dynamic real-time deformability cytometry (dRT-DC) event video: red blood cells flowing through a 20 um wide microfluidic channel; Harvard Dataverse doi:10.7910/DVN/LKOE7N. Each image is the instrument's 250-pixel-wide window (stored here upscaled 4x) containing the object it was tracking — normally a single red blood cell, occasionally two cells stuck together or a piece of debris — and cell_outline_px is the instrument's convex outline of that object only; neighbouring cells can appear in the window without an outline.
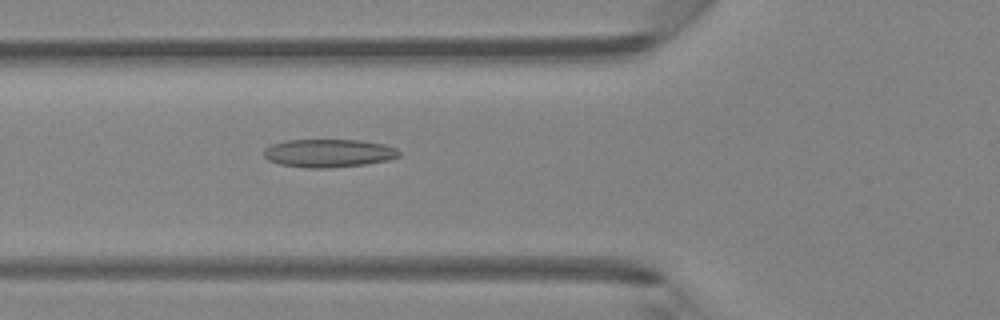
{"species": "Egyptian fruit bat (a non-hibernating species)", "species_latin": "Rousettus aegyptiacus", "temperature_condition": "room temperature", "stored_images_in_passage": 46, "camera_frame_rate_fps": 3000, "um_per_image_px": 0.085, "animal": {"sex": "female"}, "frame": {"image": 1, "passage_image": 17, "time_ms": 5.333, "image_size_px": [1000, 320], "cell_outline_px": [[400, 156], [388, 160], [364, 164], [328, 168], [304, 168], [280, 164], [268, 160], [264, 156], [264, 148], [272, 144], [288, 140], [360, 140], [384, 144], [396, 148], [400, 152]], "centroid_in_image_um": [27.93, 13.02], "position_along_channel_um": 97.9, "area_um2": 22.2}}
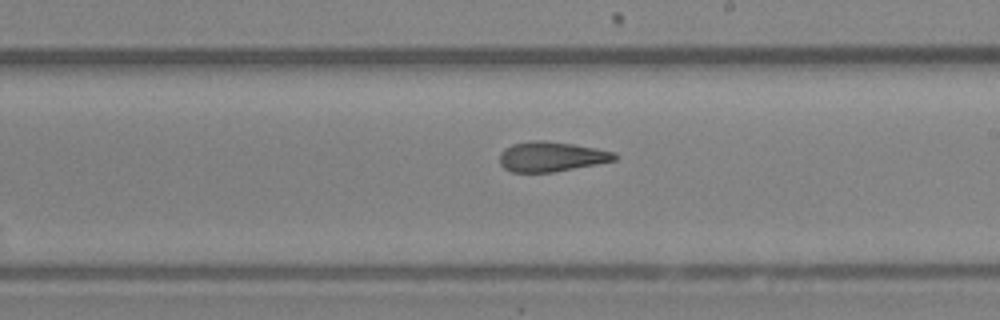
{"frame": {"image": 2, "passage_image": 27, "time_ms": 8.667, "image_size_px": [1000, 320], "cell_outline_px": [[616, 160], [556, 172], [512, 172], [504, 168], [500, 164], [500, 152], [504, 148], [512, 144], [536, 140], [544, 140], [572, 144], [596, 148], [616, 152]], "centroid_in_image_um": [46.85, 13.31], "position_along_channel_um": 242.2, "area_um2": 20.06}}
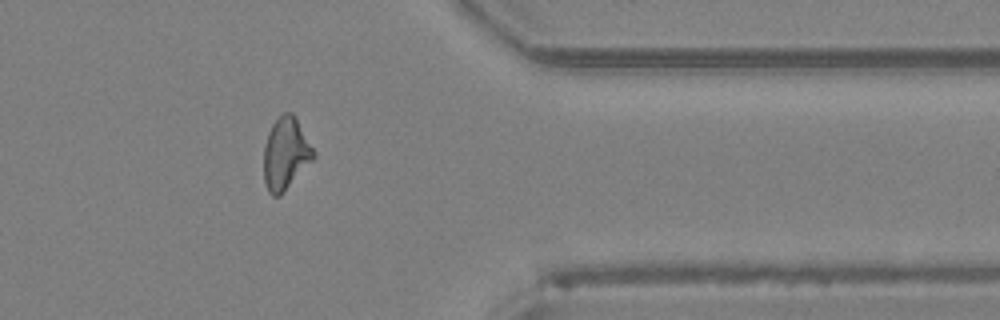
{"frame": {"image": 3, "passage_image": 38, "time_ms": 12.333, "image_size_px": [1000, 320], "cell_outline_px": [[316, 156], [284, 192], [280, 196], [272, 196], [268, 192], [264, 180], [264, 148], [268, 132], [272, 124], [284, 112], [292, 112], [316, 152]], "centroid_in_image_um": [24.28, 13.08], "position_along_channel_um": 387.1, "area_um2": 20.81}, "authors_computed_cell_mechanics": {"area_um2": 20.8947, "velocity_mm_per_s": 4.3466, "shape_relaxation_time_tau1_ms": 3.7501, "shape_relaxation_time_tau2_ms": 1.6885, "deformation_change_tau1": 0.1534, "deformation_change_tau2": 0.1133}}